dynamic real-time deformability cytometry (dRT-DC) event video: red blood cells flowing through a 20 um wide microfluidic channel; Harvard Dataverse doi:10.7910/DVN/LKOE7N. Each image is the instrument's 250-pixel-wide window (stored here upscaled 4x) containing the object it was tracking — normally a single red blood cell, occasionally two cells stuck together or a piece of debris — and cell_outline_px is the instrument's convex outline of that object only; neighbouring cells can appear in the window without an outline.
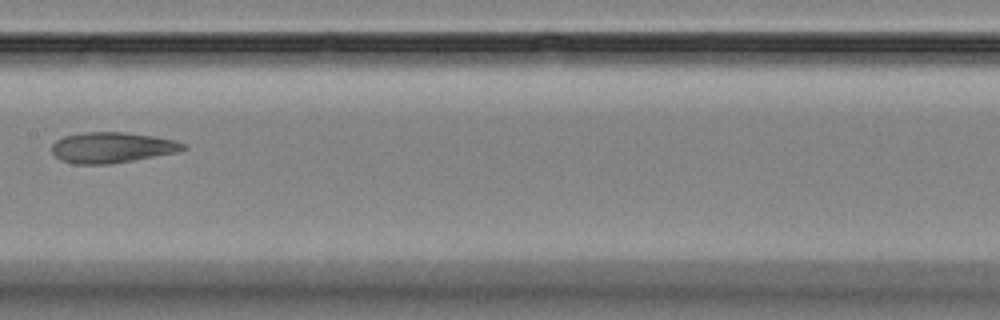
{"species": "Egyptian fruit bat (a non-hibernating species)", "species_latin": "Rousettus aegyptiacus", "temperature_condition": "room temperature", "stored_images_in_passage": 8, "camera_frame_rate_fps": 3000, "um_per_image_px": 0.085, "animal": {"sex": "female"}, "frame": {"image": 1, "passage_image": 8, "time_ms": 9.333, "image_size_px": [1000, 320], "cell_outline_px": [[188, 148], [176, 152], [132, 160], [108, 164], [76, 164], [60, 160], [52, 152], [52, 144], [56, 140], [64, 136], [84, 132], [124, 132], [152, 136], [176, 140], [184, 144]], "centroid_in_image_um": [9.49, 12.53], "position_along_channel_um": 197.9, "area_um2": 23.29}}